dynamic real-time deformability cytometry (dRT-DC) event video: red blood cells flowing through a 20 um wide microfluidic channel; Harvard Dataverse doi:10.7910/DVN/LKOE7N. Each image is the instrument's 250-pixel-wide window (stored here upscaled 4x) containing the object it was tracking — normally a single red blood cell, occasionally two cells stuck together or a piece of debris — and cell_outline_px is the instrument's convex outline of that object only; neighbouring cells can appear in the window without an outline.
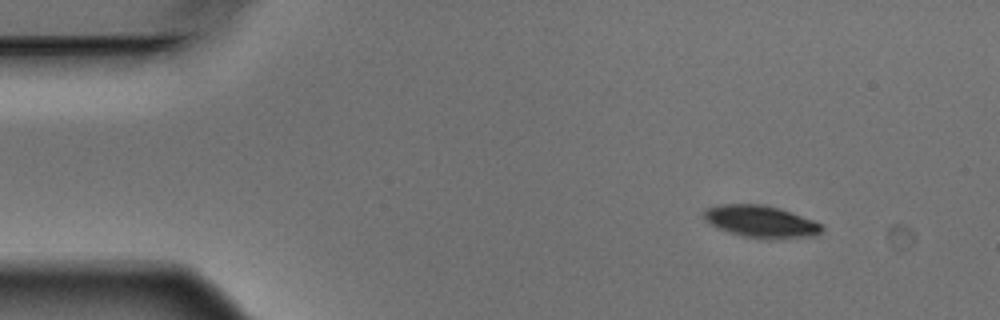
{"species": "Egyptian fruit bat (a non-hibernating species)", "species_latin": "Rousettus aegyptiacus", "temperature_condition": "warm", "stored_images_in_passage": 7, "camera_frame_rate_fps": 3000, "um_per_image_px": 0.085, "animal": {"sex": "male"}, "frame": {"image": 1, "passage_image": 1, "time_ms": 0.0, "image_size_px": [1000, 320], "cell_outline_px": [[824, 228], [820, 232], [812, 236], [744, 236], [720, 228], [712, 224], [704, 216], [704, 212], [708, 208], [724, 204], [764, 204], [780, 208], [792, 212], [812, 220], [820, 224]], "centroid_in_image_um": [64.68, 18.77], "position_along_channel_um": 20.3, "area_um2": 20.69}}
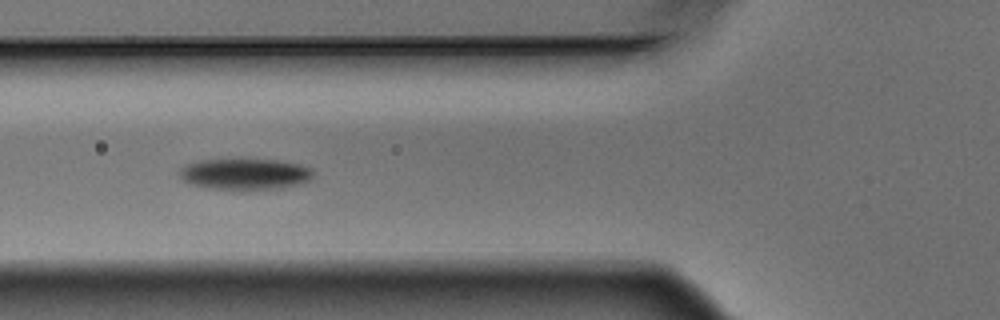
{"frame": {"image": 2, "passage_image": 5, "time_ms": 1.333, "image_size_px": [1000, 320], "cell_outline_px": [[312, 176], [308, 180], [284, 188], [232, 192], [208, 188], [192, 184], [184, 180], [180, 176], [180, 168], [188, 164], [200, 160], [240, 156], [276, 160], [300, 164], [312, 168]], "centroid_in_image_um": [20.79, 14.78], "position_along_channel_um": 105.0, "area_um2": 25.66}}
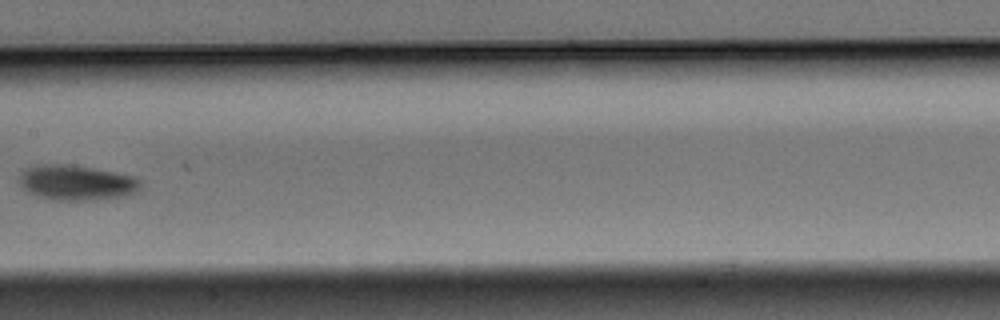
{"frame": {"image": 3, "passage_image": 7, "time_ms": 2.0, "image_size_px": [1000, 320], "cell_outline_px": [[140, 188], [136, 192], [128, 196], [96, 200], [52, 200], [28, 192], [16, 180], [20, 172], [24, 168], [36, 164], [52, 164], [92, 168], [116, 172], [132, 176], [140, 180]], "centroid_in_image_um": [6.47, 15.53], "position_along_channel_um": 200.9, "area_um2": 24.97}}